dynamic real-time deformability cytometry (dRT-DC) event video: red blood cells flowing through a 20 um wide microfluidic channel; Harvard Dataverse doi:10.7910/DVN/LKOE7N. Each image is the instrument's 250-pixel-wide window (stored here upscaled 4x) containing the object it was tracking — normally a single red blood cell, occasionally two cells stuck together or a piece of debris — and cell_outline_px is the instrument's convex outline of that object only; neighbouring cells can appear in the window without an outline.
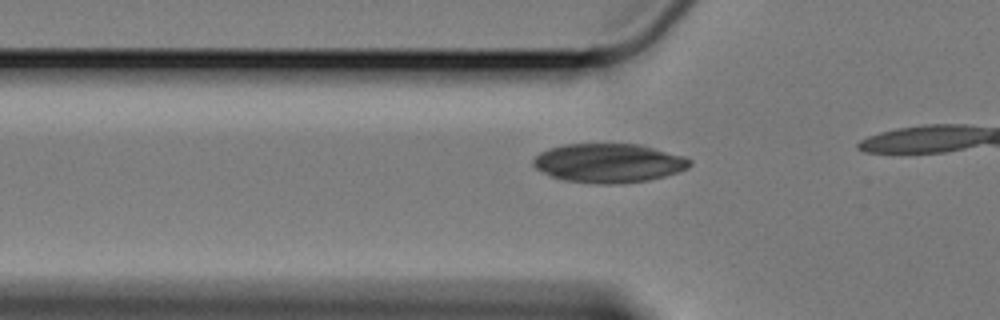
{"species": "Egyptian fruit bat (a non-hibernating species)", "species_latin": "Rousettus aegyptiacus", "temperature_condition": "cold", "stored_images_in_passage": 12, "camera_frame_rate_fps": 3000, "um_per_image_px": 0.085, "animal": {"sex": "female"}, "frame": {"image": 1, "passage_image": 6, "time_ms": 1.667, "image_size_px": [1000, 320], "cell_outline_px": [[692, 164], [688, 168], [664, 176], [648, 180], [616, 184], [596, 184], [564, 180], [552, 176], [536, 168], [532, 164], [532, 160], [540, 152], [548, 148], [564, 144], [640, 144], [684, 156], [692, 160]], "centroid_in_image_um": [51.74, 13.85], "position_along_channel_um": 74.1, "area_um2": 35.6}}
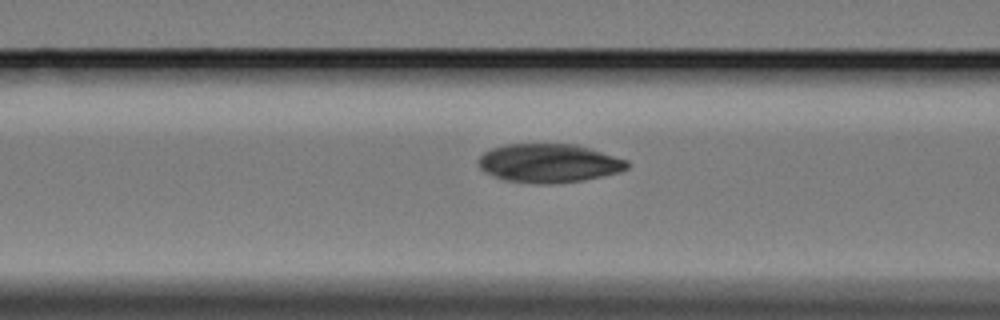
{"frame": {"image": 2, "passage_image": 10, "time_ms": 3.0, "image_size_px": [1000, 320], "cell_outline_px": [[628, 168], [616, 172], [600, 176], [580, 180], [552, 184], [536, 184], [504, 180], [484, 172], [480, 168], [476, 160], [484, 152], [492, 148], [504, 144], [576, 144], [628, 160]], "centroid_in_image_um": [46.59, 13.86], "position_along_channel_um": 120.0, "area_um2": 33.47}}